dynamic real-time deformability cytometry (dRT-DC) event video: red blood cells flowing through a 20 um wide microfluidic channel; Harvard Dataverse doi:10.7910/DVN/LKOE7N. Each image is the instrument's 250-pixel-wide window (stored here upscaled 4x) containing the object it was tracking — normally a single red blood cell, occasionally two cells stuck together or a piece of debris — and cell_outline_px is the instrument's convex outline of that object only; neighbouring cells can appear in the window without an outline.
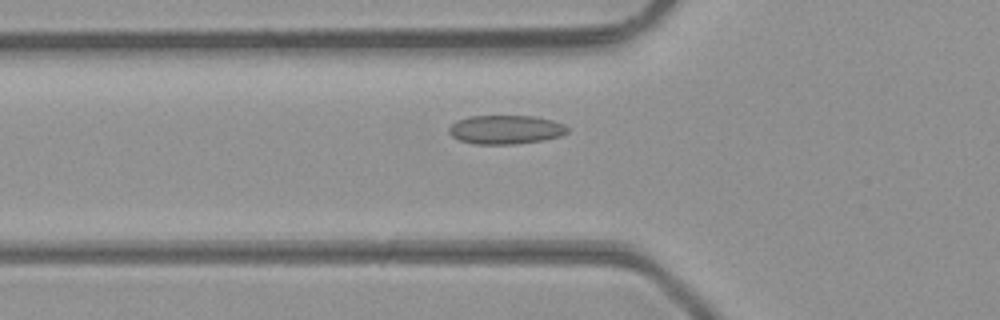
{"species": "common noctule bat (a hibernating species)", "species_latin": "Nyctalus noctula", "temperature_condition": "room temperature", "stored_images_in_passage": 28, "camera_frame_rate_fps": 3000, "um_per_image_px": 0.085, "animal": {"sex": "male", "body_mass_g": 23.1, "forearm_length_mm": 52.7}, "frame": {"image": 1, "passage_image": 4, "time_ms": 1.0, "image_size_px": [1000, 320], "cell_outline_px": [[568, 132], [560, 136], [544, 140], [516, 144], [476, 144], [460, 140], [452, 136], [448, 132], [448, 128], [456, 120], [468, 116], [536, 116], [552, 120], [564, 124], [568, 128]], "centroid_in_image_um": [42.98, 11.01], "position_along_channel_um": 82.8, "area_um2": 20.06}}
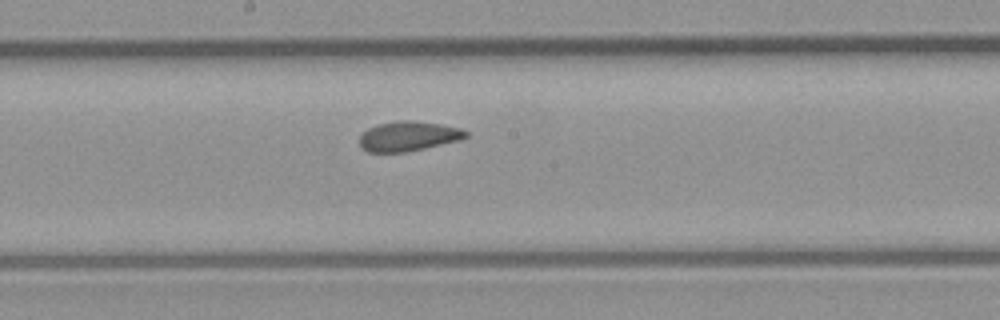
{"frame": {"image": 2, "passage_image": 13, "time_ms": 4.0, "image_size_px": [1000, 320], "cell_outline_px": [[468, 136], [460, 140], [424, 148], [404, 152], [368, 152], [360, 148], [360, 136], [368, 128], [376, 124], [396, 120], [412, 120], [440, 124], [460, 128], [468, 132]], "centroid_in_image_um": [34.69, 11.57], "position_along_channel_um": 213.5, "area_um2": 18.5}}
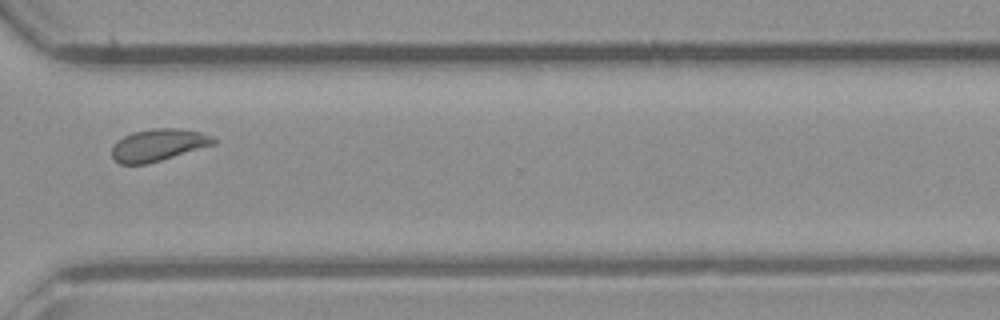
{"frame": {"image": 3, "passage_image": 23, "time_ms": 7.333, "image_size_px": [1000, 320], "cell_outline_px": [[216, 144], [148, 164], [120, 164], [112, 156], [112, 148], [116, 140], [132, 132], [152, 128], [180, 128], [200, 132], [212, 136], [216, 140]], "centroid_in_image_um": [13.46, 12.32], "position_along_channel_um": 357.1, "area_um2": 19.13}, "authors_computed_cell_mechanics": {"area_um2": 18.785, "velocity_mm_per_s": 4.3235, "shape_relaxation_time_tau1_ms": null, "shape_relaxation_time_tau2_ms": 1.4023, "deformation_change_tau1": null, "deformation_change_tau2": 0.0661}}